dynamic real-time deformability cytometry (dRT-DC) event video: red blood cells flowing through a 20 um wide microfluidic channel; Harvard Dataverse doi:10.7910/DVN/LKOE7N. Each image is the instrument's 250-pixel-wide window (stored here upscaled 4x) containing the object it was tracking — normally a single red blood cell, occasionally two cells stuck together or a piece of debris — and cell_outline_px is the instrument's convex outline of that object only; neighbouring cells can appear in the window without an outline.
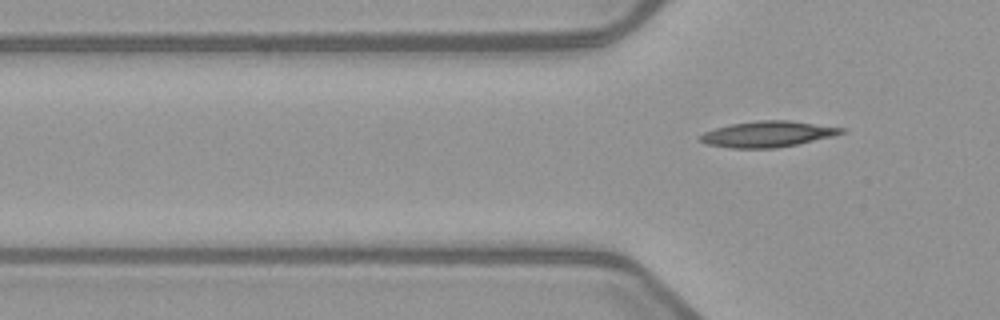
{"species": "common noctule bat (a hibernating species)", "species_latin": "Nyctalus noctula", "temperature_condition": "warm", "stored_images_in_passage": 6, "camera_frame_rate_fps": 3000, "um_per_image_px": 0.085, "animal": {"sex": "female", "body_mass_g": 21.9}, "frame": {"image": 1, "passage_image": 6, "time_ms": 6.667, "image_size_px": [1000, 320], "cell_outline_px": [[844, 132], [832, 136], [796, 144], [776, 148], [728, 148], [704, 144], [700, 140], [700, 136], [704, 132], [716, 128], [732, 124], [756, 120], [788, 120], [844, 128]], "centroid_in_image_um": [65.2, 11.4], "position_along_channel_um": 60.6, "area_um2": 21.1}}